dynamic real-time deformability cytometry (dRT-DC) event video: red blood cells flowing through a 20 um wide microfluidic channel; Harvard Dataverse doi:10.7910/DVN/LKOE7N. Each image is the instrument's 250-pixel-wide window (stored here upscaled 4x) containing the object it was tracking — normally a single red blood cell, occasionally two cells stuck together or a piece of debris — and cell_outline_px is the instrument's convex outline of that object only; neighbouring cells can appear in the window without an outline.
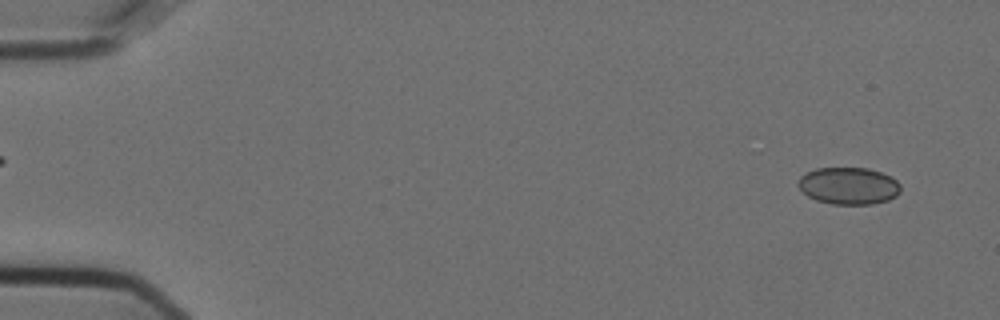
{"species": "Egyptian fruit bat (a non-hibernating species)", "species_latin": "Rousettus aegyptiacus", "temperature_condition": "cold", "stored_images_in_passage": 32, "camera_frame_rate_fps": 3000, "um_per_image_px": 0.085, "animal": {"sex": "female"}, "frame": {"image": 1, "passage_image": 3, "time_ms": 0.667, "image_size_px": [1000, 320], "cell_outline_px": [[900, 192], [896, 196], [888, 200], [872, 204], [832, 204], [816, 200], [808, 196], [800, 188], [800, 176], [816, 168], [868, 168], [880, 172], [896, 180], [900, 184]], "centroid_in_image_um": [72.16, 15.8], "position_along_channel_um": 12.8, "area_um2": 21.91}}
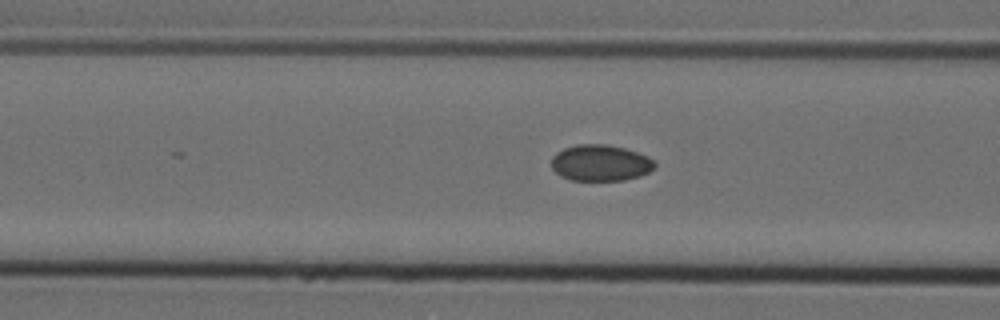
{"frame": {"image": 2, "passage_image": 22, "time_ms": 7.0, "image_size_px": [1000, 320], "cell_outline_px": [[656, 168], [640, 176], [624, 180], [572, 180], [560, 176], [552, 168], [552, 156], [556, 152], [564, 148], [576, 144], [608, 144], [624, 148], [648, 156], [656, 164]], "centroid_in_image_um": [51.03, 13.84], "position_along_channel_um": 115.6, "area_um2": 21.91}}
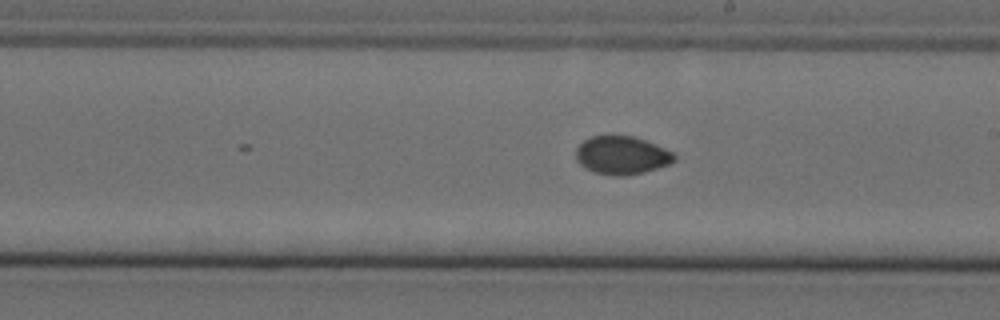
{"frame": {"image": 3, "passage_image": 32, "time_ms": 10.333, "image_size_px": [1000, 320], "cell_outline_px": [[676, 160], [668, 164], [644, 172], [624, 176], [616, 176], [596, 172], [584, 168], [576, 160], [576, 148], [584, 140], [592, 136], [632, 136], [644, 140], [664, 148], [672, 152], [676, 156]], "centroid_in_image_um": [52.83, 13.2], "position_along_channel_um": 236.2, "area_um2": 21.68}}